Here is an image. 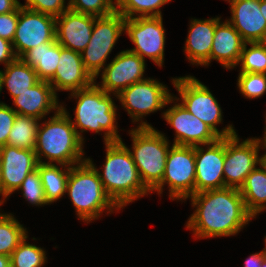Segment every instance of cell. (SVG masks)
Returning a JSON list of instances; mask_svg holds the SVG:
<instances>
[{"instance_id":"46","label":"cell","mask_w":266,"mask_h":267,"mask_svg":"<svg viewBox=\"0 0 266 267\" xmlns=\"http://www.w3.org/2000/svg\"><path fill=\"white\" fill-rule=\"evenodd\" d=\"M1 167H2V163H1V156H0V176H1ZM1 201H2V202H1ZM2 203H4V201H3V200H0V205H1Z\"/></svg>"},{"instance_id":"33","label":"cell","mask_w":266,"mask_h":267,"mask_svg":"<svg viewBox=\"0 0 266 267\" xmlns=\"http://www.w3.org/2000/svg\"><path fill=\"white\" fill-rule=\"evenodd\" d=\"M69 9L92 15L95 17L107 16L116 11V2L113 0H70Z\"/></svg>"},{"instance_id":"5","label":"cell","mask_w":266,"mask_h":267,"mask_svg":"<svg viewBox=\"0 0 266 267\" xmlns=\"http://www.w3.org/2000/svg\"><path fill=\"white\" fill-rule=\"evenodd\" d=\"M66 192L76 208L79 219L91 221L100 216L106 208L109 212L120 209L107 195L92 160L86 159L77 166H71Z\"/></svg>"},{"instance_id":"43","label":"cell","mask_w":266,"mask_h":267,"mask_svg":"<svg viewBox=\"0 0 266 267\" xmlns=\"http://www.w3.org/2000/svg\"><path fill=\"white\" fill-rule=\"evenodd\" d=\"M263 145L266 148V143H264ZM260 167H262L266 171V154L260 157Z\"/></svg>"},{"instance_id":"37","label":"cell","mask_w":266,"mask_h":267,"mask_svg":"<svg viewBox=\"0 0 266 267\" xmlns=\"http://www.w3.org/2000/svg\"><path fill=\"white\" fill-rule=\"evenodd\" d=\"M17 113L12 107L0 103V147L7 145V140Z\"/></svg>"},{"instance_id":"4","label":"cell","mask_w":266,"mask_h":267,"mask_svg":"<svg viewBox=\"0 0 266 267\" xmlns=\"http://www.w3.org/2000/svg\"><path fill=\"white\" fill-rule=\"evenodd\" d=\"M72 97L78 99L75 108V120L73 124L77 135L83 142L80 131H105V143L122 141L118 135L116 121V106L109 93L102 90L95 82L87 88L71 92Z\"/></svg>"},{"instance_id":"31","label":"cell","mask_w":266,"mask_h":267,"mask_svg":"<svg viewBox=\"0 0 266 267\" xmlns=\"http://www.w3.org/2000/svg\"><path fill=\"white\" fill-rule=\"evenodd\" d=\"M251 47L247 49V45ZM240 73H264L266 74V42H245L239 63Z\"/></svg>"},{"instance_id":"7","label":"cell","mask_w":266,"mask_h":267,"mask_svg":"<svg viewBox=\"0 0 266 267\" xmlns=\"http://www.w3.org/2000/svg\"><path fill=\"white\" fill-rule=\"evenodd\" d=\"M173 84L182 99V105L194 116L209 125L220 137H230L236 134L232 125L222 131L216 125L222 121L221 108L209 91L199 80L192 76L173 79Z\"/></svg>"},{"instance_id":"2","label":"cell","mask_w":266,"mask_h":267,"mask_svg":"<svg viewBox=\"0 0 266 267\" xmlns=\"http://www.w3.org/2000/svg\"><path fill=\"white\" fill-rule=\"evenodd\" d=\"M82 145L66 109L61 105L50 120L38 126L34 151L38 163L52 164L54 161L67 168L66 165L71 167L86 161L82 158ZM42 156L49 162H42Z\"/></svg>"},{"instance_id":"20","label":"cell","mask_w":266,"mask_h":267,"mask_svg":"<svg viewBox=\"0 0 266 267\" xmlns=\"http://www.w3.org/2000/svg\"><path fill=\"white\" fill-rule=\"evenodd\" d=\"M231 4L229 21L245 42H266V19L260 11L261 0H227Z\"/></svg>"},{"instance_id":"13","label":"cell","mask_w":266,"mask_h":267,"mask_svg":"<svg viewBox=\"0 0 266 267\" xmlns=\"http://www.w3.org/2000/svg\"><path fill=\"white\" fill-rule=\"evenodd\" d=\"M56 18L47 14L18 7V24L12 45L20 58L31 48L56 41Z\"/></svg>"},{"instance_id":"48","label":"cell","mask_w":266,"mask_h":267,"mask_svg":"<svg viewBox=\"0 0 266 267\" xmlns=\"http://www.w3.org/2000/svg\"><path fill=\"white\" fill-rule=\"evenodd\" d=\"M2 90V85H1V70H0V92Z\"/></svg>"},{"instance_id":"47","label":"cell","mask_w":266,"mask_h":267,"mask_svg":"<svg viewBox=\"0 0 266 267\" xmlns=\"http://www.w3.org/2000/svg\"><path fill=\"white\" fill-rule=\"evenodd\" d=\"M265 244H266V236H265ZM262 252L264 253V255H266V247L263 249Z\"/></svg>"},{"instance_id":"14","label":"cell","mask_w":266,"mask_h":267,"mask_svg":"<svg viewBox=\"0 0 266 267\" xmlns=\"http://www.w3.org/2000/svg\"><path fill=\"white\" fill-rule=\"evenodd\" d=\"M164 119L176 131L174 145L198 146L217 141L220 136L206 123L190 113L182 104H175L163 113Z\"/></svg>"},{"instance_id":"11","label":"cell","mask_w":266,"mask_h":267,"mask_svg":"<svg viewBox=\"0 0 266 267\" xmlns=\"http://www.w3.org/2000/svg\"><path fill=\"white\" fill-rule=\"evenodd\" d=\"M162 16L125 19L124 30L136 46L129 51L142 59L149 57L159 67L163 64L165 30Z\"/></svg>"},{"instance_id":"39","label":"cell","mask_w":266,"mask_h":267,"mask_svg":"<svg viewBox=\"0 0 266 267\" xmlns=\"http://www.w3.org/2000/svg\"><path fill=\"white\" fill-rule=\"evenodd\" d=\"M12 42L5 40L0 37V63H4L5 66L10 62L15 60L17 56L15 55Z\"/></svg>"},{"instance_id":"10","label":"cell","mask_w":266,"mask_h":267,"mask_svg":"<svg viewBox=\"0 0 266 267\" xmlns=\"http://www.w3.org/2000/svg\"><path fill=\"white\" fill-rule=\"evenodd\" d=\"M260 143L262 141L258 138L239 143L237 134L225 137L224 188L240 189L245 178L260 164Z\"/></svg>"},{"instance_id":"24","label":"cell","mask_w":266,"mask_h":267,"mask_svg":"<svg viewBox=\"0 0 266 267\" xmlns=\"http://www.w3.org/2000/svg\"><path fill=\"white\" fill-rule=\"evenodd\" d=\"M61 45L57 42H48L26 51L20 58L33 67L41 81H49L57 69Z\"/></svg>"},{"instance_id":"9","label":"cell","mask_w":266,"mask_h":267,"mask_svg":"<svg viewBox=\"0 0 266 267\" xmlns=\"http://www.w3.org/2000/svg\"><path fill=\"white\" fill-rule=\"evenodd\" d=\"M195 176L194 147L172 144L166 157L162 182L154 190L161 194L167 182L171 199H187L195 193Z\"/></svg>"},{"instance_id":"35","label":"cell","mask_w":266,"mask_h":267,"mask_svg":"<svg viewBox=\"0 0 266 267\" xmlns=\"http://www.w3.org/2000/svg\"><path fill=\"white\" fill-rule=\"evenodd\" d=\"M18 189H22L23 197L32 205L41 206L48 204L37 168L26 176Z\"/></svg>"},{"instance_id":"34","label":"cell","mask_w":266,"mask_h":267,"mask_svg":"<svg viewBox=\"0 0 266 267\" xmlns=\"http://www.w3.org/2000/svg\"><path fill=\"white\" fill-rule=\"evenodd\" d=\"M238 87L247 98H258L266 92V74L239 73Z\"/></svg>"},{"instance_id":"28","label":"cell","mask_w":266,"mask_h":267,"mask_svg":"<svg viewBox=\"0 0 266 267\" xmlns=\"http://www.w3.org/2000/svg\"><path fill=\"white\" fill-rule=\"evenodd\" d=\"M38 120L35 117L17 114L7 140V145L34 150L39 126Z\"/></svg>"},{"instance_id":"8","label":"cell","mask_w":266,"mask_h":267,"mask_svg":"<svg viewBox=\"0 0 266 267\" xmlns=\"http://www.w3.org/2000/svg\"><path fill=\"white\" fill-rule=\"evenodd\" d=\"M125 18L117 11L101 17H95L91 38L81 52L82 62L86 70L95 79L114 44L124 31Z\"/></svg>"},{"instance_id":"23","label":"cell","mask_w":266,"mask_h":267,"mask_svg":"<svg viewBox=\"0 0 266 267\" xmlns=\"http://www.w3.org/2000/svg\"><path fill=\"white\" fill-rule=\"evenodd\" d=\"M219 21V17L191 21L185 52L192 64L209 65L213 36Z\"/></svg>"},{"instance_id":"15","label":"cell","mask_w":266,"mask_h":267,"mask_svg":"<svg viewBox=\"0 0 266 267\" xmlns=\"http://www.w3.org/2000/svg\"><path fill=\"white\" fill-rule=\"evenodd\" d=\"M207 150L194 146L195 193L224 188L225 137L208 144Z\"/></svg>"},{"instance_id":"45","label":"cell","mask_w":266,"mask_h":267,"mask_svg":"<svg viewBox=\"0 0 266 267\" xmlns=\"http://www.w3.org/2000/svg\"><path fill=\"white\" fill-rule=\"evenodd\" d=\"M261 267H266V255H264V259H263V263H262Z\"/></svg>"},{"instance_id":"1","label":"cell","mask_w":266,"mask_h":267,"mask_svg":"<svg viewBox=\"0 0 266 267\" xmlns=\"http://www.w3.org/2000/svg\"><path fill=\"white\" fill-rule=\"evenodd\" d=\"M195 212L187 229L197 238L230 236L238 233L253 218L235 188H222L194 193L190 196Z\"/></svg>"},{"instance_id":"49","label":"cell","mask_w":266,"mask_h":267,"mask_svg":"<svg viewBox=\"0 0 266 267\" xmlns=\"http://www.w3.org/2000/svg\"><path fill=\"white\" fill-rule=\"evenodd\" d=\"M266 129V128H265ZM265 136H264V140H262L263 141V143H266V131H265V134H264Z\"/></svg>"},{"instance_id":"40","label":"cell","mask_w":266,"mask_h":267,"mask_svg":"<svg viewBox=\"0 0 266 267\" xmlns=\"http://www.w3.org/2000/svg\"><path fill=\"white\" fill-rule=\"evenodd\" d=\"M19 6L18 0H0V14L15 11Z\"/></svg>"},{"instance_id":"42","label":"cell","mask_w":266,"mask_h":267,"mask_svg":"<svg viewBox=\"0 0 266 267\" xmlns=\"http://www.w3.org/2000/svg\"><path fill=\"white\" fill-rule=\"evenodd\" d=\"M0 267H11L10 256L0 254Z\"/></svg>"},{"instance_id":"22","label":"cell","mask_w":266,"mask_h":267,"mask_svg":"<svg viewBox=\"0 0 266 267\" xmlns=\"http://www.w3.org/2000/svg\"><path fill=\"white\" fill-rule=\"evenodd\" d=\"M244 44L245 41L228 20L225 23L219 21L213 36L210 61L217 60L226 69L234 68L239 64Z\"/></svg>"},{"instance_id":"6","label":"cell","mask_w":266,"mask_h":267,"mask_svg":"<svg viewBox=\"0 0 266 267\" xmlns=\"http://www.w3.org/2000/svg\"><path fill=\"white\" fill-rule=\"evenodd\" d=\"M133 139L132 159L144 186L151 192L162 182L169 144L162 133L146 122L130 132Z\"/></svg>"},{"instance_id":"44","label":"cell","mask_w":266,"mask_h":267,"mask_svg":"<svg viewBox=\"0 0 266 267\" xmlns=\"http://www.w3.org/2000/svg\"><path fill=\"white\" fill-rule=\"evenodd\" d=\"M260 11L266 19V0H261Z\"/></svg>"},{"instance_id":"30","label":"cell","mask_w":266,"mask_h":267,"mask_svg":"<svg viewBox=\"0 0 266 267\" xmlns=\"http://www.w3.org/2000/svg\"><path fill=\"white\" fill-rule=\"evenodd\" d=\"M116 11L125 19L137 17H159L160 7L171 0H115ZM134 16V17H133Z\"/></svg>"},{"instance_id":"29","label":"cell","mask_w":266,"mask_h":267,"mask_svg":"<svg viewBox=\"0 0 266 267\" xmlns=\"http://www.w3.org/2000/svg\"><path fill=\"white\" fill-rule=\"evenodd\" d=\"M26 233L12 214H0V254L10 256L27 236Z\"/></svg>"},{"instance_id":"26","label":"cell","mask_w":266,"mask_h":267,"mask_svg":"<svg viewBox=\"0 0 266 267\" xmlns=\"http://www.w3.org/2000/svg\"><path fill=\"white\" fill-rule=\"evenodd\" d=\"M239 192L246 210L256 217L258 213L266 209V171L262 167L253 169L245 178Z\"/></svg>"},{"instance_id":"18","label":"cell","mask_w":266,"mask_h":267,"mask_svg":"<svg viewBox=\"0 0 266 267\" xmlns=\"http://www.w3.org/2000/svg\"><path fill=\"white\" fill-rule=\"evenodd\" d=\"M95 16L66 10L56 17V41L66 49L81 53L90 41Z\"/></svg>"},{"instance_id":"3","label":"cell","mask_w":266,"mask_h":267,"mask_svg":"<svg viewBox=\"0 0 266 267\" xmlns=\"http://www.w3.org/2000/svg\"><path fill=\"white\" fill-rule=\"evenodd\" d=\"M106 161L103 174L98 172L103 188L112 201L123 208L150 192L143 184L138 169L122 141L105 143Z\"/></svg>"},{"instance_id":"41","label":"cell","mask_w":266,"mask_h":267,"mask_svg":"<svg viewBox=\"0 0 266 267\" xmlns=\"http://www.w3.org/2000/svg\"><path fill=\"white\" fill-rule=\"evenodd\" d=\"M264 259V253L261 251L256 254H252L248 259L245 261V267H261Z\"/></svg>"},{"instance_id":"32","label":"cell","mask_w":266,"mask_h":267,"mask_svg":"<svg viewBox=\"0 0 266 267\" xmlns=\"http://www.w3.org/2000/svg\"><path fill=\"white\" fill-rule=\"evenodd\" d=\"M28 235L10 255L11 267H41L45 264V251L26 242Z\"/></svg>"},{"instance_id":"19","label":"cell","mask_w":266,"mask_h":267,"mask_svg":"<svg viewBox=\"0 0 266 267\" xmlns=\"http://www.w3.org/2000/svg\"><path fill=\"white\" fill-rule=\"evenodd\" d=\"M84 67L81 53L61 46L60 57L54 76L48 81L56 90L78 91L95 82Z\"/></svg>"},{"instance_id":"17","label":"cell","mask_w":266,"mask_h":267,"mask_svg":"<svg viewBox=\"0 0 266 267\" xmlns=\"http://www.w3.org/2000/svg\"><path fill=\"white\" fill-rule=\"evenodd\" d=\"M103 69L102 84L98 86L106 93L118 95L123 89L144 80L145 59L129 50L121 51Z\"/></svg>"},{"instance_id":"21","label":"cell","mask_w":266,"mask_h":267,"mask_svg":"<svg viewBox=\"0 0 266 267\" xmlns=\"http://www.w3.org/2000/svg\"><path fill=\"white\" fill-rule=\"evenodd\" d=\"M17 109H13L18 115L35 117L39 120L51 110H60L57 95L48 81H39L27 91L13 99Z\"/></svg>"},{"instance_id":"38","label":"cell","mask_w":266,"mask_h":267,"mask_svg":"<svg viewBox=\"0 0 266 267\" xmlns=\"http://www.w3.org/2000/svg\"><path fill=\"white\" fill-rule=\"evenodd\" d=\"M18 24V8L15 11L0 14V37L13 42Z\"/></svg>"},{"instance_id":"12","label":"cell","mask_w":266,"mask_h":267,"mask_svg":"<svg viewBox=\"0 0 266 267\" xmlns=\"http://www.w3.org/2000/svg\"><path fill=\"white\" fill-rule=\"evenodd\" d=\"M117 98L133 118L132 120L137 122L143 115L160 110L175 100L165 85L150 78H144L123 89Z\"/></svg>"},{"instance_id":"25","label":"cell","mask_w":266,"mask_h":267,"mask_svg":"<svg viewBox=\"0 0 266 267\" xmlns=\"http://www.w3.org/2000/svg\"><path fill=\"white\" fill-rule=\"evenodd\" d=\"M5 69L4 72L1 71V85H6L13 99L40 81L34 68L21 58L10 62Z\"/></svg>"},{"instance_id":"36","label":"cell","mask_w":266,"mask_h":267,"mask_svg":"<svg viewBox=\"0 0 266 267\" xmlns=\"http://www.w3.org/2000/svg\"><path fill=\"white\" fill-rule=\"evenodd\" d=\"M64 1L65 0H26L25 5H20L29 10L47 14L56 18L69 9L68 5L65 7Z\"/></svg>"},{"instance_id":"27","label":"cell","mask_w":266,"mask_h":267,"mask_svg":"<svg viewBox=\"0 0 266 267\" xmlns=\"http://www.w3.org/2000/svg\"><path fill=\"white\" fill-rule=\"evenodd\" d=\"M37 170L40 174L42 186L48 204L59 200L66 193L70 167L60 169L55 164L38 163Z\"/></svg>"},{"instance_id":"16","label":"cell","mask_w":266,"mask_h":267,"mask_svg":"<svg viewBox=\"0 0 266 267\" xmlns=\"http://www.w3.org/2000/svg\"><path fill=\"white\" fill-rule=\"evenodd\" d=\"M0 156V194L6 198L18 190L26 176L36 169L38 161L34 150L10 145L0 147Z\"/></svg>"}]
</instances>
